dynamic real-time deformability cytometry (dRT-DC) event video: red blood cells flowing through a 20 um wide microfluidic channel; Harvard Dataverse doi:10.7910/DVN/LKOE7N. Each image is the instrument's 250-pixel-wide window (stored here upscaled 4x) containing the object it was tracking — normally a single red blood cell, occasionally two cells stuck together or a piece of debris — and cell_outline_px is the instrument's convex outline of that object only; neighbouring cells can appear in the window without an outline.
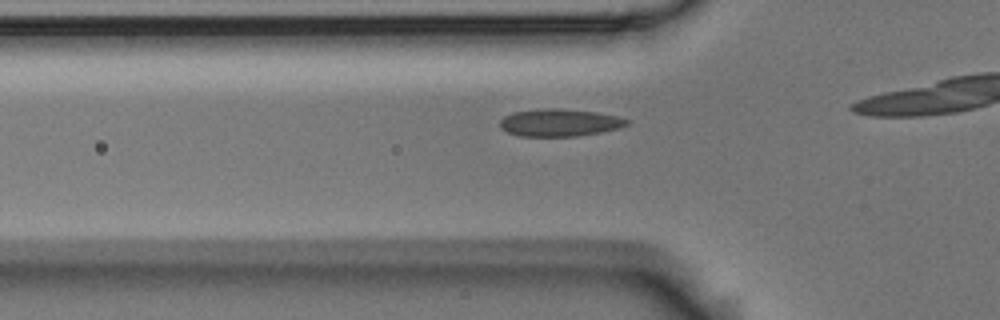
{"species": "Egyptian fruit bat (a non-hibernating species)", "species_latin": "Rousettus aegyptiacus", "temperature_condition": "room temperature", "stored_images_in_passage": 8, "camera_frame_rate_fps": 3000, "um_per_image_px": 0.085, "animal": {"sex": "male"}, "frame": {"image": 1, "passage_image": 3, "time_ms": 0.667, "image_size_px": [1000, 320], "cell_outline_px": [[632, 120], [628, 124], [620, 128], [600, 132], [576, 136], [520, 136], [508, 132], [500, 128], [500, 120], [504, 116], [512, 112], [540, 108], [556, 108], [596, 112], [616, 116]], "centroid_in_image_um": [47.56, 10.42], "position_along_channel_um": 78.2, "area_um2": 20.35}}
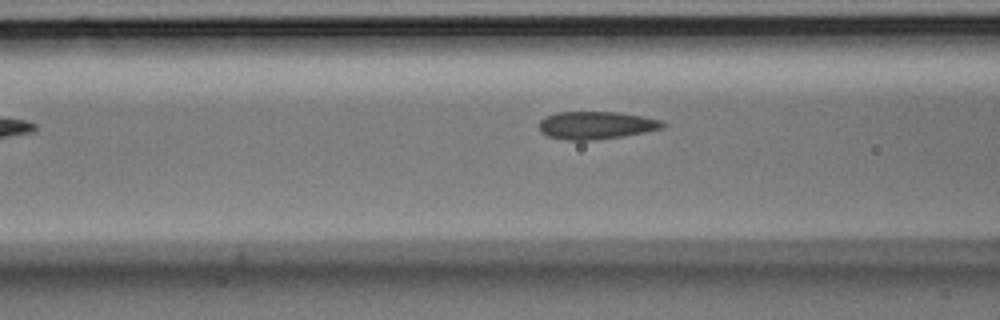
{"frame": {"image": 2, "passage_image": 6, "time_ms": 1.667, "image_size_px": [1000, 320], "cell_outline_px": [[668, 124], [664, 128], [624, 136], [592, 140], [568, 140], [548, 136], [540, 132], [540, 120], [544, 116], [556, 112], [620, 112], [644, 116], [660, 120]], "centroid_in_image_um": [50.69, 10.64], "position_along_channel_um": 115.9, "area_um2": 20.11}}